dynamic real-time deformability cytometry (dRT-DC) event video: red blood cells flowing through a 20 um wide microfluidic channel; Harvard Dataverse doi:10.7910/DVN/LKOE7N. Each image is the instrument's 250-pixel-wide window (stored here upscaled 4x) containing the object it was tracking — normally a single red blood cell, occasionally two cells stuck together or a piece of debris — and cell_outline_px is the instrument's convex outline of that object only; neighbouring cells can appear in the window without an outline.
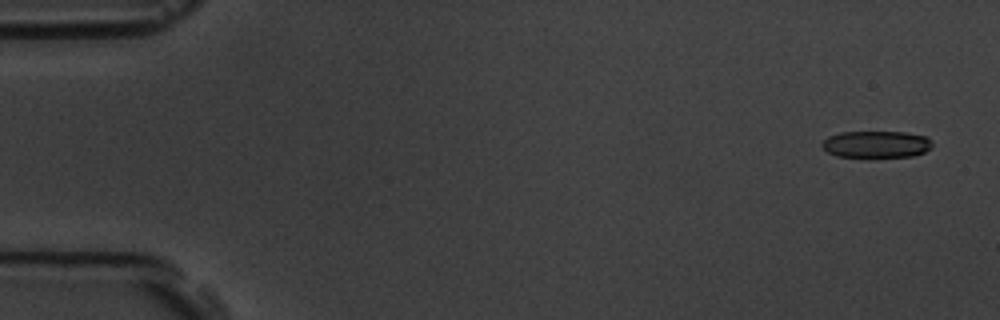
{"species": "common noctule bat (a hibernating species)", "species_latin": "Nyctalus noctula", "temperature_condition": "room temperature", "stored_images_in_passage": 5, "camera_frame_rate_fps": 3000, "um_per_image_px": 0.085, "animal": {"sex": "male", "body_mass_g": 19.5, "forearm_length_mm": 54.6}, "frame": {"image": 1, "passage_image": 1, "time_ms": 0.0, "image_size_px": [1000, 320], "cell_outline_px": [[932, 144], [924, 152], [912, 156], [836, 156], [828, 152], [820, 144], [828, 136], [840, 132], [904, 132], [928, 136], [932, 140]], "centroid_in_image_um": [74.48, 12.24], "position_along_channel_um": 10.5, "area_um2": 17.05}}
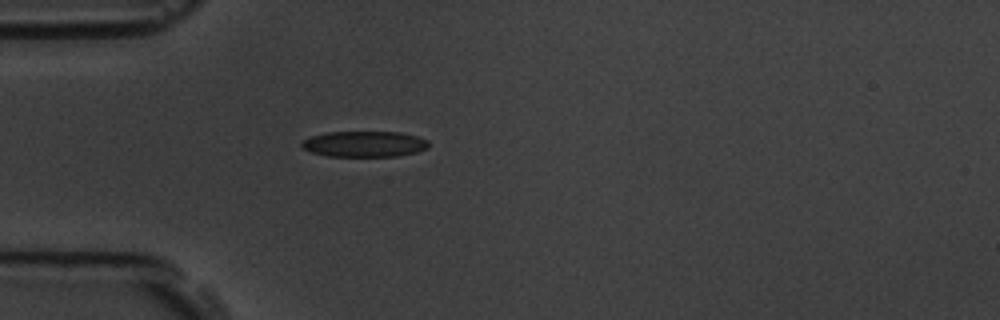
{"frame": {"image": 2, "passage_image": 5, "time_ms": 4.667, "image_size_px": [1000, 320], "cell_outline_px": [[428, 148], [416, 152], [396, 156], [328, 156], [312, 152], [304, 148], [300, 144], [304, 140], [312, 136], [328, 132], [400, 132], [416, 136], [428, 140]], "centroid_in_image_um": [30.99, 12.24], "position_along_channel_um": 54.0, "area_um2": 18.9}}